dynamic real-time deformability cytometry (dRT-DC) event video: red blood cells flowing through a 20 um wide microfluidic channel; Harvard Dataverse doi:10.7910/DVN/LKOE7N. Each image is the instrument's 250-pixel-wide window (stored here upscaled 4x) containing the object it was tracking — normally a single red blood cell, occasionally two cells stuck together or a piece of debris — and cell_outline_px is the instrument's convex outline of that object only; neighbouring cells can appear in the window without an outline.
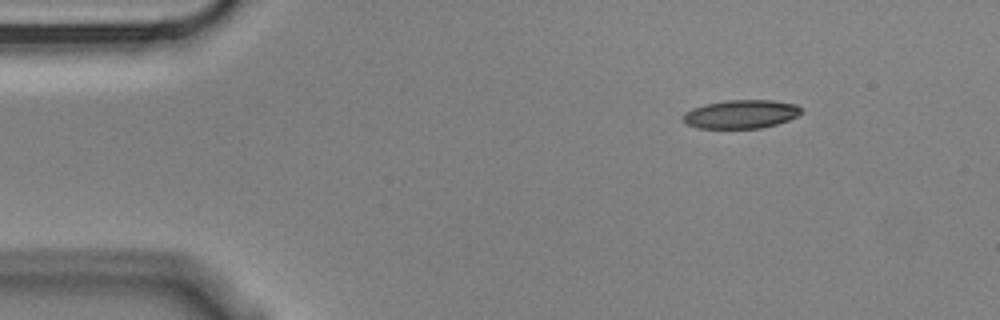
{"species": "Egyptian fruit bat (a non-hibernating species)", "species_latin": "Rousettus aegyptiacus", "temperature_condition": "cold", "stored_images_in_passage": 6, "camera_frame_rate_fps": 3000, "um_per_image_px": 0.085, "animal": {"sex": "male"}, "frame": {"image": 1, "passage_image": 1, "time_ms": 0.0, "image_size_px": [1000, 320], "cell_outline_px": [[804, 112], [788, 120], [776, 124], [760, 128], [696, 128], [688, 124], [680, 116], [684, 112], [692, 108], [704, 104], [724, 100], [772, 100], [796, 104], [804, 108]], "centroid_in_image_um": [62.99, 9.69], "position_along_channel_um": 22.0, "area_um2": 19.88}}
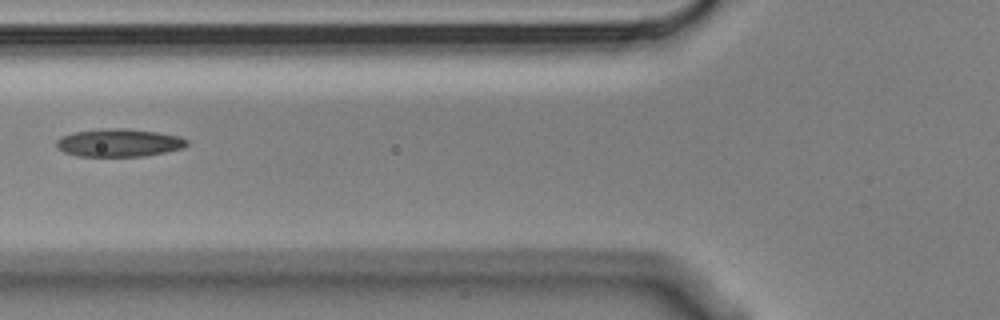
{"frame": {"image": 2, "passage_image": 5, "time_ms": 1.333, "image_size_px": [1000, 320], "cell_outline_px": [[188, 144], [184, 148], [144, 156], [76, 156], [64, 152], [56, 148], [56, 140], [64, 136], [76, 132], [100, 128], [128, 128], [156, 132], [180, 136], [188, 140]], "centroid_in_image_um": [10.12, 12.13], "position_along_channel_um": 115.7, "area_um2": 21.27}}
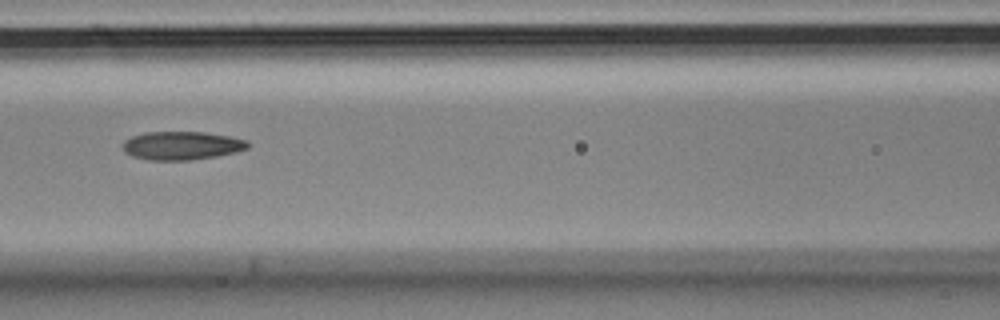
{"frame": {"image": 3, "passage_image": 6, "time_ms": 1.667, "image_size_px": [1000, 320], "cell_outline_px": [[248, 148], [236, 152], [216, 156], [188, 160], [148, 160], [132, 156], [124, 152], [124, 140], [132, 136], [144, 132], [204, 132], [228, 136], [248, 140]], "centroid_in_image_um": [15.44, 12.37], "position_along_channel_um": 151.2, "area_um2": 20.63}}